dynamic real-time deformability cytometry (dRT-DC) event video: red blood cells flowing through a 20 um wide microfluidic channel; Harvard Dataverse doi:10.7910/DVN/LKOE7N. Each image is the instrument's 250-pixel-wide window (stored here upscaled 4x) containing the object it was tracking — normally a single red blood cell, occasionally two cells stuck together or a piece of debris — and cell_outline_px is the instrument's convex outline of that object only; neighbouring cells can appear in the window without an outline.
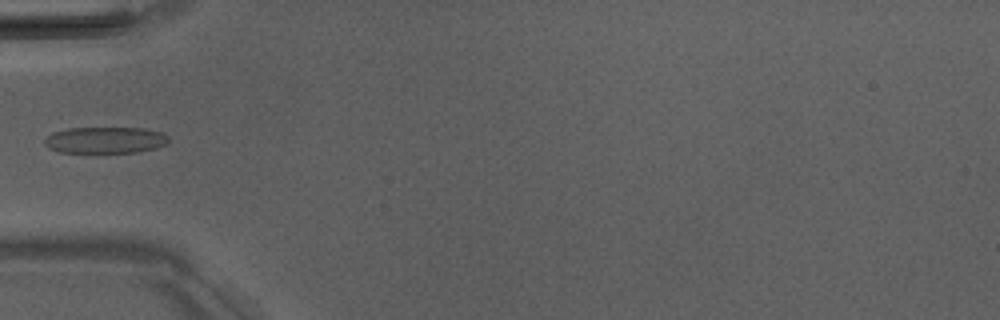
{"species": "Egyptian fruit bat (a non-hibernating species)", "species_latin": "Rousettus aegyptiacus", "temperature_condition": "room temperature", "stored_images_in_passage": 6, "camera_frame_rate_fps": 3000, "um_per_image_px": 0.085, "animal": {"sex": "male"}, "frame": {"image": 1, "passage_image": 5, "time_ms": 5.667, "image_size_px": [1000, 320], "cell_outline_px": [[168, 140], [164, 144], [156, 148], [136, 152], [96, 156], [60, 152], [48, 148], [44, 144], [44, 140], [52, 132], [68, 128], [144, 128], [160, 132], [168, 136]], "centroid_in_image_um": [8.88, 11.96], "position_along_channel_um": 76.1, "area_um2": 20.06}}